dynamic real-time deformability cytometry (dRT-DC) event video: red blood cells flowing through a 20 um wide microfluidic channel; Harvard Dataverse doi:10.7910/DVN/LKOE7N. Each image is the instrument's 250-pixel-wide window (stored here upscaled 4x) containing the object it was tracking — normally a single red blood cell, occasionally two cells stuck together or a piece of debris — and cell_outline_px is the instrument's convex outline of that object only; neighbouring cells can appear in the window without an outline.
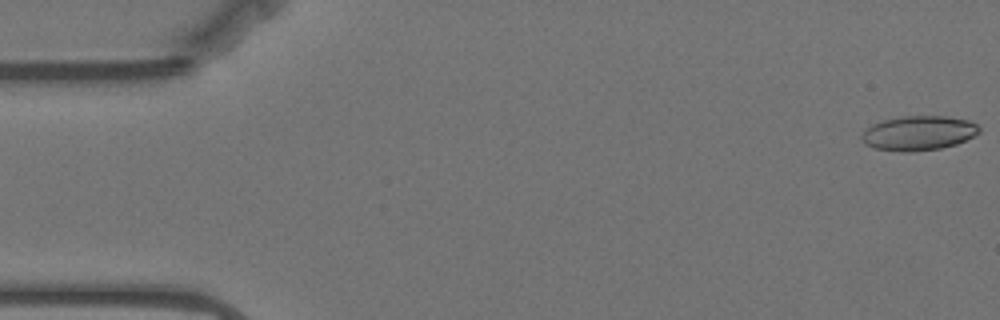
{"species": "Egyptian fruit bat (a non-hibernating species)", "species_latin": "Rousettus aegyptiacus", "temperature_condition": "warm", "stored_images_in_passage": 9, "camera_frame_rate_fps": 3000, "um_per_image_px": 0.085, "animal": {"sex": "female"}, "frame": {"image": 1, "passage_image": 1, "time_ms": 0.0, "image_size_px": [1000, 320], "cell_outline_px": [[980, 132], [956, 144], [940, 148], [912, 152], [900, 152], [876, 148], [864, 144], [860, 140], [860, 136], [872, 124], [884, 120], [900, 116], [948, 116], [968, 120], [976, 124], [980, 128]], "centroid_in_image_um": [78.05, 11.31], "position_along_channel_um": 6.9, "area_um2": 23.64}}